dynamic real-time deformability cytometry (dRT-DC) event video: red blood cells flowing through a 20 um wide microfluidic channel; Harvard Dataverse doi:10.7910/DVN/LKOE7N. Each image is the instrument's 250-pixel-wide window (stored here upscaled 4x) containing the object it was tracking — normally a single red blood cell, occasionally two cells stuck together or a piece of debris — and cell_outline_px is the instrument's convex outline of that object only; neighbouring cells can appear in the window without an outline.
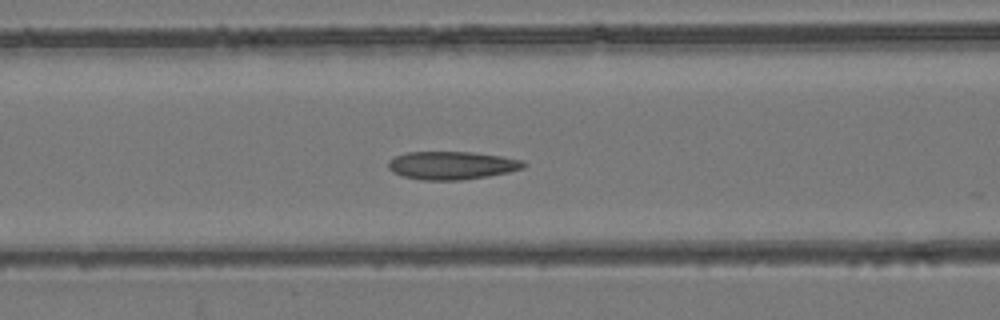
{"species": "common noctule bat (a hibernating species)", "species_latin": "Nyctalus noctula", "temperature_condition": "room temperature", "stored_images_in_passage": 28, "camera_frame_rate_fps": 3000, "um_per_image_px": 0.085, "animal": {"sex": "female", "body_mass_g": 24.6, "forearm_length_mm": 56.2}, "frame": {"image": 1, "passage_image": 23, "time_ms": 7.333, "image_size_px": [1000, 320], "cell_outline_px": [[528, 164], [524, 168], [508, 172], [488, 176], [460, 180], [424, 180], [404, 176], [392, 172], [388, 168], [388, 160], [396, 156], [408, 152], [472, 152], [500, 156], [524, 160]], "centroid_in_image_um": [38.42, 14.05], "position_along_channel_um": 128.2, "area_um2": 22.14}}
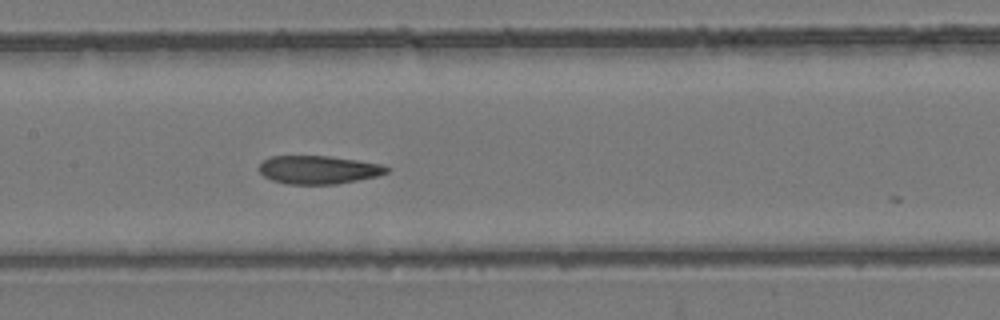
{"frame": {"image": 2, "passage_image": 27, "time_ms": 8.667, "image_size_px": [1000, 320], "cell_outline_px": [[388, 172], [376, 176], [336, 184], [288, 184], [272, 180], [264, 176], [260, 172], [260, 164], [268, 156], [328, 156], [384, 164], [388, 168]], "centroid_in_image_um": [27.06, 14.42], "position_along_channel_um": 180.3, "area_um2": 20.87}}